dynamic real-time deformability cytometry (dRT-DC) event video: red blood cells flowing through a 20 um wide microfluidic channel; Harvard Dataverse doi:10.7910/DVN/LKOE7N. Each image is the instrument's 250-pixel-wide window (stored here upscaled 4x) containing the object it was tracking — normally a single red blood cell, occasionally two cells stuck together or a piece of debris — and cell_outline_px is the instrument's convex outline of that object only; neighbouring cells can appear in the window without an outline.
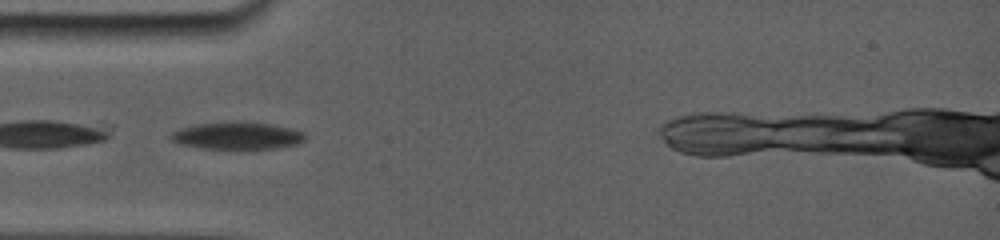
{"species": "common noctule bat (a hibernating species)", "species_latin": "Nyctalus noctula", "temperature_condition": "room temperature", "stored_images_in_passage": 47, "camera_frame_rate_fps": 5000, "um_per_image_px": 0.085, "animal": {"sex": "female", "body_mass_g": 19.0, "forearm_length_mm": 56.7}, "frame": {"image": 1, "passage_image": 1, "time_ms": 0.0, "image_size_px": [1000, 240], "cell_outline_px": [[304, 136], [300, 140], [292, 144], [268, 148], [204, 148], [184, 144], [172, 140], [172, 136], [176, 132], [188, 128], [204, 124], [268, 124], [300, 132]], "centroid_in_image_um": [20.15, 11.57], "position_along_channel_um": 64.8, "area_um2": 18.84}}
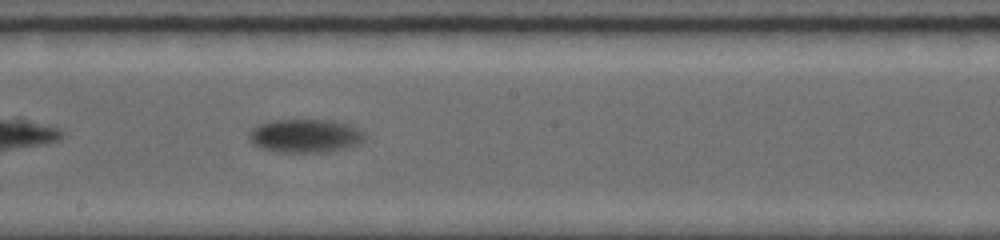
{"frame": {"image": 2, "passage_image": 20, "time_ms": 4.4, "image_size_px": [1000, 240], "cell_outline_px": [[364, 140], [348, 148], [320, 152], [276, 152], [260, 148], [252, 144], [248, 140], [248, 132], [252, 128], [260, 124], [272, 120], [332, 120], [344, 124], [360, 132], [364, 136]], "centroid_in_image_um": [25.82, 11.56], "position_along_channel_um": 222.4, "area_um2": 22.31}}
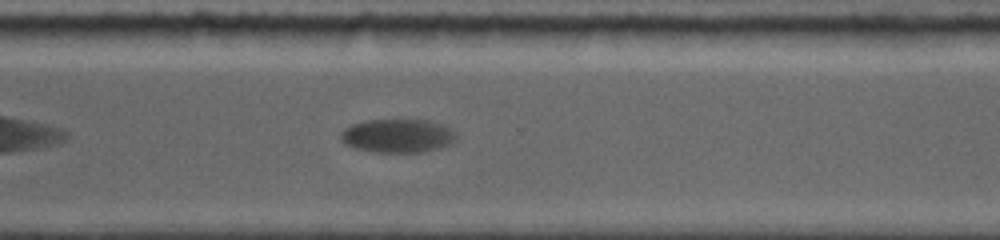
{"frame": {"image": 3, "passage_image": 35, "time_ms": 7.6, "image_size_px": [1000, 240], "cell_outline_px": [[456, 140], [452, 144], [440, 148], [424, 152], [376, 152], [356, 148], [344, 144], [340, 140], [340, 132], [344, 128], [352, 124], [368, 120], [428, 120], [440, 124], [448, 128], [456, 136]], "centroid_in_image_um": [33.77, 11.55], "position_along_channel_um": 336.8, "area_um2": 22.6}}